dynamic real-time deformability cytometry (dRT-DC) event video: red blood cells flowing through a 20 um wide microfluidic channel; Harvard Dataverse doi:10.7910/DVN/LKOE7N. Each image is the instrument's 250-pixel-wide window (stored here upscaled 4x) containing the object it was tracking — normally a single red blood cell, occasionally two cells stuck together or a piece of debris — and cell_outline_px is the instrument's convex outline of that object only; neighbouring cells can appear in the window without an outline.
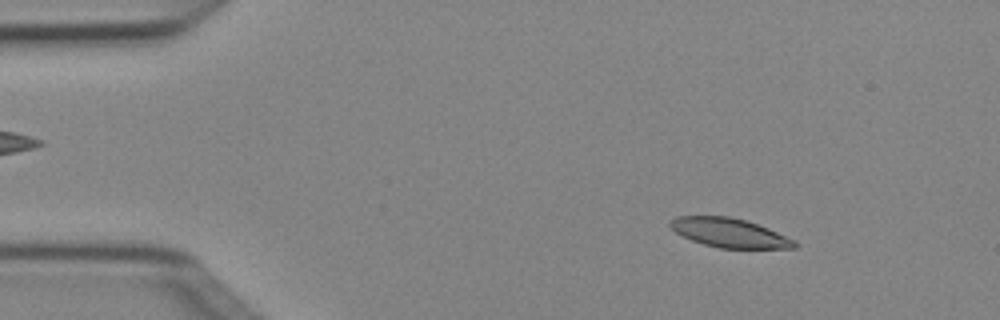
{"species": "Egyptian fruit bat (a non-hibernating species)", "species_latin": "Rousettus aegyptiacus", "temperature_condition": "cold", "stored_images_in_passage": 4, "camera_frame_rate_fps": 3000, "um_per_image_px": 0.085, "animal": {"sex": "female"}, "frame": {"image": 1, "passage_image": 2, "time_ms": 0.333, "image_size_px": [1000, 320], "cell_outline_px": [[800, 244], [796, 248], [720, 248], [704, 244], [692, 240], [676, 232], [668, 224], [668, 220], [676, 216], [728, 216], [744, 220], [768, 228], [796, 240]], "centroid_in_image_um": [62.02, 19.79], "position_along_channel_um": 23.0, "area_um2": 21.04}}